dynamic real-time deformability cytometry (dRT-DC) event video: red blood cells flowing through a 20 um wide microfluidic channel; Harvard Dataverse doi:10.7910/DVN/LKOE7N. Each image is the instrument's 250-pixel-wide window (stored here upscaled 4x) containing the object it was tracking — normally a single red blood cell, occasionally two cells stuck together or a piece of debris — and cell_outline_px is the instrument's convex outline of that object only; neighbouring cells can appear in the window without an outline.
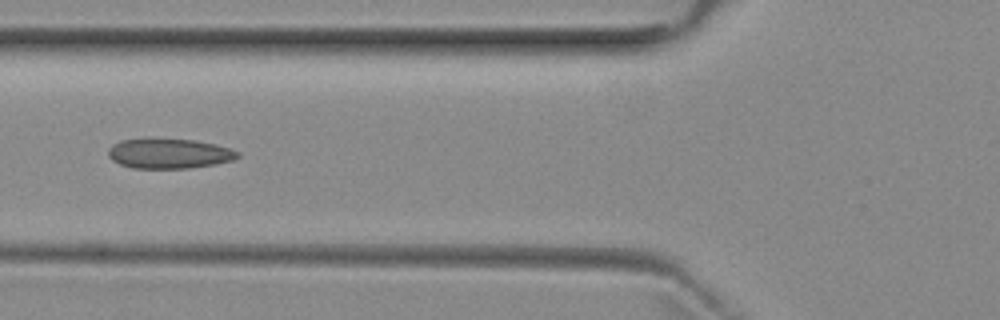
{"species": "common noctule bat (a hibernating species)", "species_latin": "Nyctalus noctula", "temperature_condition": "room temperature", "stored_images_in_passage": 7, "camera_frame_rate_fps": 3000, "um_per_image_px": 0.085, "animal": {"sex": "female", "body_mass_g": 29.2, "forearm_length_mm": 56.3}, "frame": {"image": 1, "passage_image": 6, "time_ms": 5.667, "image_size_px": [1000, 320], "cell_outline_px": [[240, 156], [232, 160], [216, 164], [188, 168], [132, 168], [120, 164], [112, 160], [108, 156], [108, 148], [112, 144], [120, 140], [152, 136], [192, 140], [216, 144], [240, 152]], "centroid_in_image_um": [14.32, 13.01], "position_along_channel_um": 111.5, "area_um2": 23.24}}
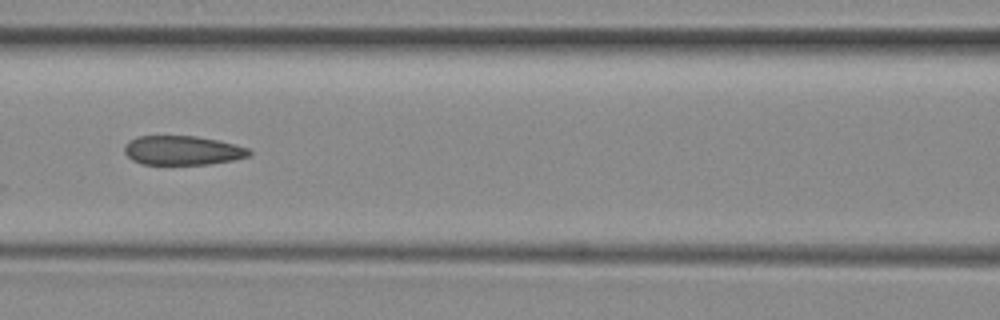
{"frame": {"image": 2, "passage_image": 7, "time_ms": 6.667, "image_size_px": [1000, 320], "cell_outline_px": [[252, 156], [232, 160], [208, 164], [144, 164], [132, 160], [124, 152], [124, 144], [128, 140], [136, 136], [196, 136], [216, 140], [248, 148], [252, 152]], "centroid_in_image_um": [15.49, 12.78], "position_along_channel_um": 151.1, "area_um2": 21.21}}